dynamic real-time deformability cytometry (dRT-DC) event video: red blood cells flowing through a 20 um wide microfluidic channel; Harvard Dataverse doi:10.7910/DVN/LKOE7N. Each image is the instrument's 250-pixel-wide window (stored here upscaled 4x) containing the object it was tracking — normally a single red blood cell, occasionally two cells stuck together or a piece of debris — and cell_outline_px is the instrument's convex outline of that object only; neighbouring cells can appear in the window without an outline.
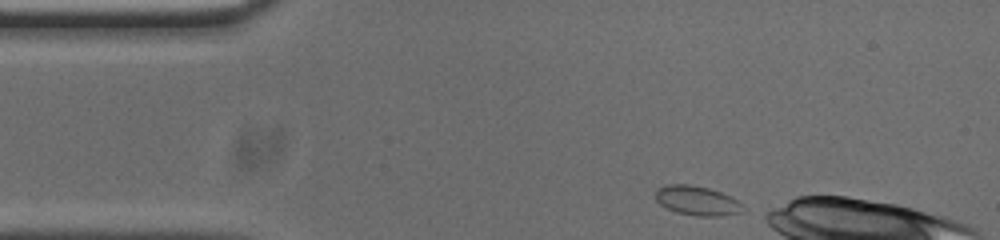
{"species": "common noctule bat (a hibernating species)", "species_latin": "Nyctalus noctula", "temperature_condition": "cold", "stored_images_in_passage": 8, "camera_frame_rate_fps": 3000, "um_per_image_px": 0.085, "animal": {"sex": "male", "body_mass_g": 20.0, "forearm_length_mm": 53.3}, "frame": {"image": 1, "passage_image": 1, "time_ms": 0.0, "image_size_px": [1000, 240], "cell_outline_px": [[740, 212], [716, 216], [696, 216], [676, 212], [660, 204], [656, 200], [656, 188], [668, 184], [692, 184], [708, 188], [720, 192], [736, 200], [740, 204]], "centroid_in_image_um": [59.16, 17.04], "position_along_channel_um": 25.8, "area_um2": 14.62}}